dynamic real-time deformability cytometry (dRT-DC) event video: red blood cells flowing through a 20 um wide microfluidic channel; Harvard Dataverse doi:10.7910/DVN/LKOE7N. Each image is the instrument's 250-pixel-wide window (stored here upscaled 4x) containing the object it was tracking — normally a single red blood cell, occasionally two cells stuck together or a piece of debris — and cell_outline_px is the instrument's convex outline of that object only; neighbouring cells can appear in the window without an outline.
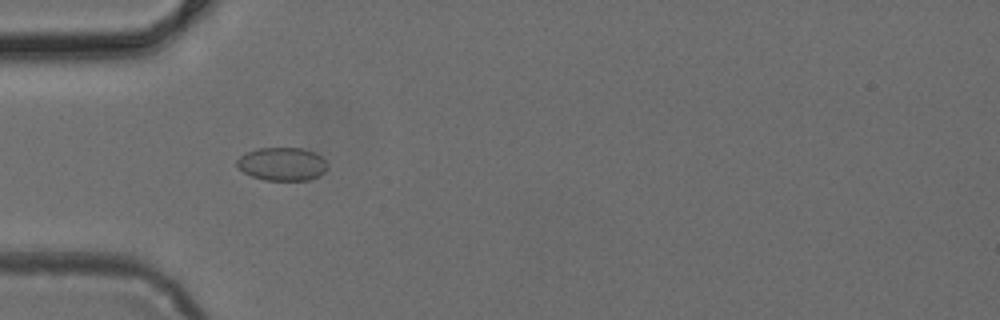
{"species": "common noctule bat (a hibernating species)", "species_latin": "Nyctalus noctula", "temperature_condition": "cold", "stored_images_in_passage": 35, "camera_frame_rate_fps": 3000, "um_per_image_px": 0.085, "animal": {"sex": "female", "body_mass_g": 24.6, "forearm_length_mm": 56.2}, "frame": {"image": 1, "passage_image": 1, "time_ms": 0.0, "image_size_px": [1000, 320], "cell_outline_px": [[328, 168], [320, 176], [308, 180], [264, 180], [252, 176], [244, 172], [236, 164], [236, 160], [244, 152], [256, 148], [304, 148], [316, 152], [328, 164]], "centroid_in_image_um": [23.99, 13.93], "position_along_channel_um": 61.0, "area_um2": 17.74}}
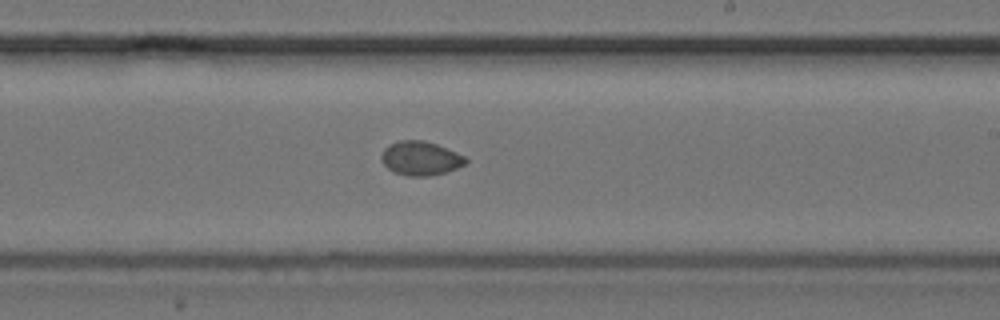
{"frame": {"image": 2, "passage_image": 15, "time_ms": 4.667, "image_size_px": [1000, 320], "cell_outline_px": [[468, 160], [464, 164], [456, 168], [444, 172], [428, 176], [408, 176], [396, 172], [388, 168], [380, 160], [380, 156], [384, 148], [388, 144], [400, 140], [424, 140], [436, 144], [456, 152], [464, 156]], "centroid_in_image_um": [35.71, 13.44], "position_along_channel_um": 253.3, "area_um2": 16.59}}
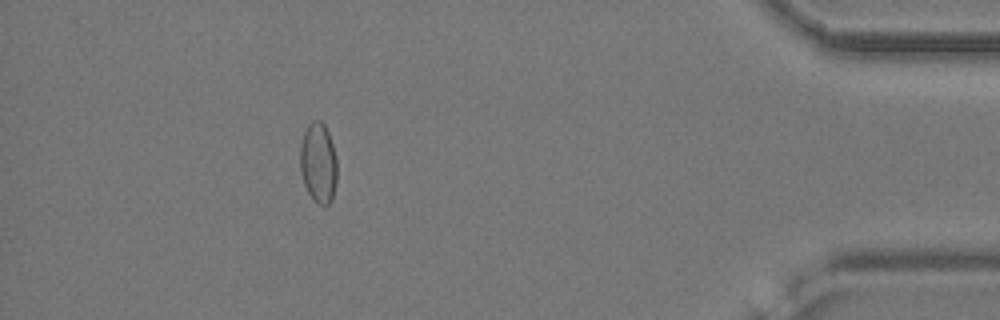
{"frame": {"image": 3, "passage_image": 30, "time_ms": 9.667, "image_size_px": [1000, 320], "cell_outline_px": [[336, 184], [332, 200], [324, 208], [316, 204], [312, 200], [304, 184], [300, 172], [300, 144], [304, 132], [308, 124], [312, 120], [320, 120], [324, 124], [328, 132], [336, 156]], "centroid_in_image_um": [27.05, 13.89], "position_along_channel_um": 408.2, "area_um2": 17.63}}